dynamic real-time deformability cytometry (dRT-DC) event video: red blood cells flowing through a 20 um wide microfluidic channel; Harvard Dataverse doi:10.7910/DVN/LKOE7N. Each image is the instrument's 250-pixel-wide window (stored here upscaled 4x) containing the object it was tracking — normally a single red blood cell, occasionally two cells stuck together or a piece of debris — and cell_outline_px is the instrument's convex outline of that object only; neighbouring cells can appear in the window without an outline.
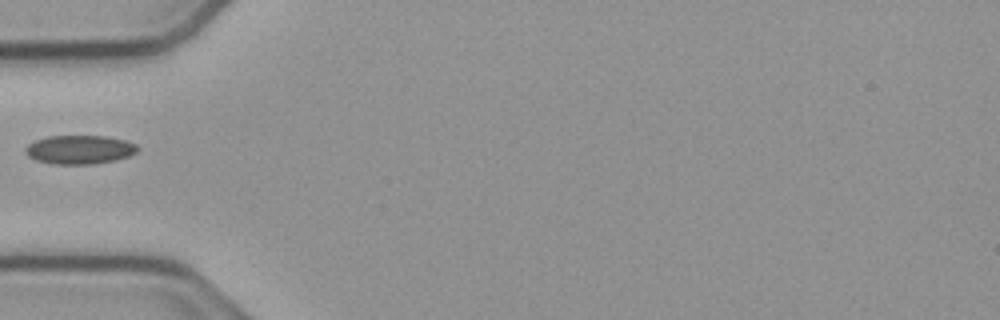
{"species": "common noctule bat (a hibernating species)", "species_latin": "Nyctalus noctula", "temperature_condition": "cold", "stored_images_in_passage": 37, "camera_frame_rate_fps": 3000, "um_per_image_px": 0.085, "animal": {"sex": "male", "body_mass_g": 23.1, "forearm_length_mm": 52.7}, "frame": {"image": 1, "passage_image": 1, "time_ms": 0.0, "image_size_px": [1000, 320], "cell_outline_px": [[140, 148], [136, 152], [128, 156], [116, 160], [92, 164], [52, 164], [36, 160], [28, 156], [24, 152], [24, 148], [28, 144], [36, 140], [48, 136], [104, 136], [124, 140], [136, 144]], "centroid_in_image_um": [6.75, 12.72], "position_along_channel_um": 78.3, "area_um2": 18.84}}
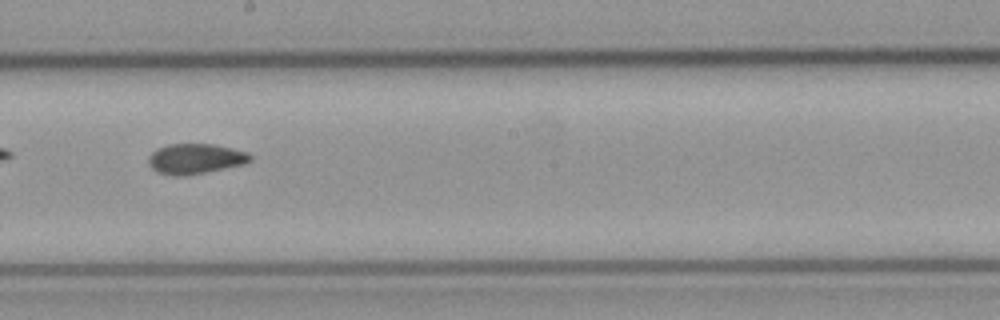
{"frame": {"image": 2, "passage_image": 13, "time_ms": 4.0, "image_size_px": [1000, 320], "cell_outline_px": [[252, 160], [244, 164], [184, 176], [172, 176], [156, 172], [148, 164], [148, 156], [156, 148], [168, 144], [212, 144], [232, 148], [248, 152], [252, 156]], "centroid_in_image_um": [16.57, 13.49], "position_along_channel_um": 231.6, "area_um2": 18.03}}
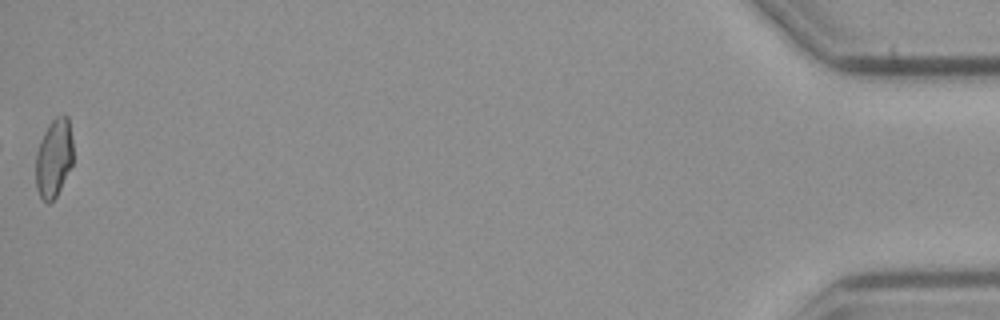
{"frame": {"image": 3, "passage_image": 37, "time_ms": 12.0, "image_size_px": [1000, 320], "cell_outline_px": [[72, 164], [56, 196], [48, 204], [40, 196], [36, 188], [36, 152], [40, 140], [48, 124], [56, 116], [68, 116], [72, 140]], "centroid_in_image_um": [4.56, 13.42], "position_along_channel_um": 430.6, "area_um2": 16.94}}